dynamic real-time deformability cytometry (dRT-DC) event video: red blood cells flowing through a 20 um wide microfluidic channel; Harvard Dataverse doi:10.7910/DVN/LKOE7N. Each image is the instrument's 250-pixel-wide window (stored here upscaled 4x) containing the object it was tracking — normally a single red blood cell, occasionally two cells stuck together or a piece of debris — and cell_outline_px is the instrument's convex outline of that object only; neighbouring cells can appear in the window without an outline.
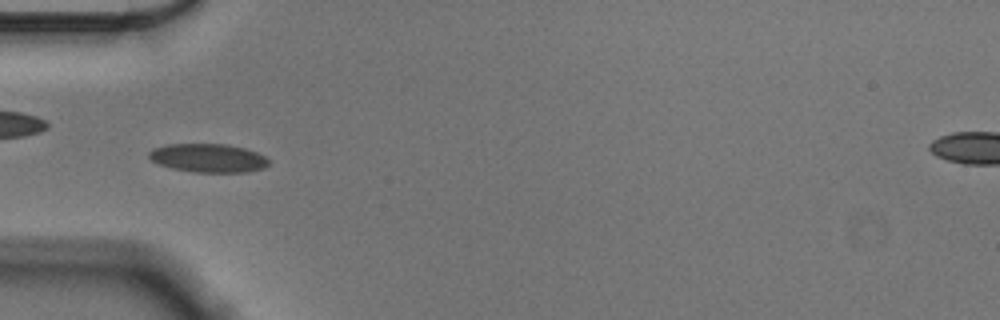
{"species": "Egyptian fruit bat (a non-hibernating species)", "species_latin": "Rousettus aegyptiacus", "temperature_condition": "cold", "stored_images_in_passage": 55, "camera_frame_rate_fps": 3000, "um_per_image_px": 0.085, "animal": {"sex": "male"}, "frame": {"image": 1, "passage_image": 17, "time_ms": 5.333, "image_size_px": [1000, 320], "cell_outline_px": [[268, 164], [264, 168], [248, 172], [196, 172], [172, 168], [160, 164], [152, 160], [148, 156], [148, 152], [152, 148], [168, 144], [228, 144], [244, 148], [256, 152], [264, 156], [268, 160]], "centroid_in_image_um": [17.69, 13.42], "position_along_channel_um": 67.3, "area_um2": 19.88}}
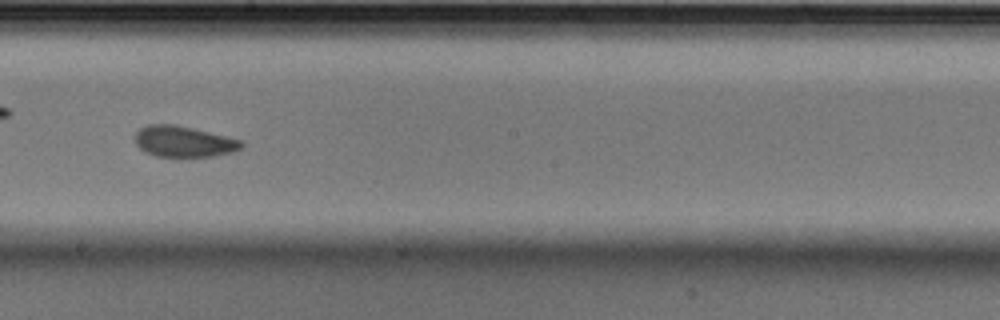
{"frame": {"image": 2, "passage_image": 31, "time_ms": 10.0, "image_size_px": [1000, 320], "cell_outline_px": [[244, 148], [232, 152], [212, 156], [156, 156], [144, 152], [136, 144], [136, 132], [140, 128], [148, 124], [172, 124], [192, 128], [244, 140]], "centroid_in_image_um": [15.65, 12.03], "position_along_channel_um": 232.6, "area_um2": 19.19}}
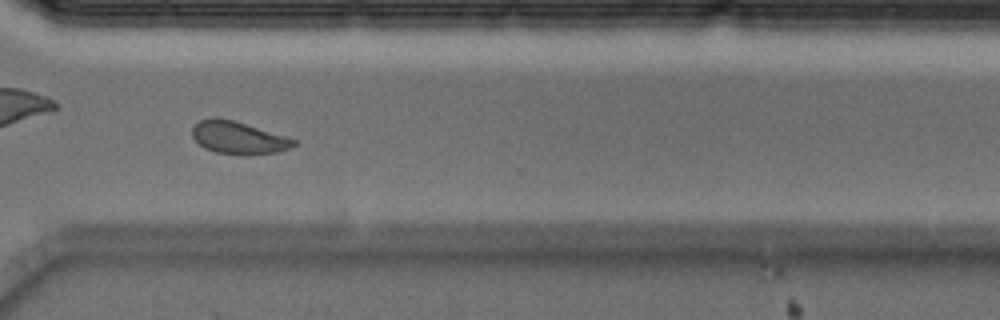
{"frame": {"image": 3, "passage_image": 41, "time_ms": 13.333, "image_size_px": [1000, 320], "cell_outline_px": [[296, 144], [288, 148], [276, 152], [216, 152], [204, 148], [192, 136], [192, 128], [200, 120], [232, 120], [284, 136], [296, 140]], "centroid_in_image_um": [20.23, 11.69], "position_along_channel_um": 350.4, "area_um2": 17.69}, "authors_computed_cell_mechanics": {"area_um2": 19.4786, "velocity_mm_per_s": 3.5457, "shape_relaxation_time_tau1_ms": 4.3814, "shape_relaxation_time_tau2_ms": 2.2408, "deformation_change_tau1": 0.091, "deformation_change_tau2": 0.053}}